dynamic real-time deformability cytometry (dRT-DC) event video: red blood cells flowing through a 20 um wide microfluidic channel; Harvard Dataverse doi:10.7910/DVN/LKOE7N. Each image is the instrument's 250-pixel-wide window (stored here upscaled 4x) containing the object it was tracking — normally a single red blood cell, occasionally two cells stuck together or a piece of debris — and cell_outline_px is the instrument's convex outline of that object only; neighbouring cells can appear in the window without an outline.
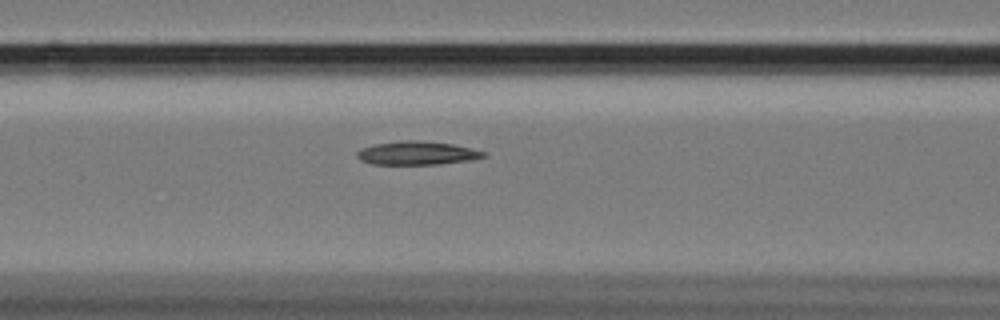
{"species": "Egyptian fruit bat (a non-hibernating species)", "species_latin": "Rousettus aegyptiacus", "temperature_condition": "cold", "stored_images_in_passage": 43, "camera_frame_rate_fps": 3000, "um_per_image_px": 0.085, "animal": {"sex": "female"}, "frame": {"image": 1, "passage_image": 9, "time_ms": 2.667, "image_size_px": [1000, 320], "cell_outline_px": [[488, 156], [472, 160], [440, 164], [372, 164], [360, 160], [356, 156], [356, 152], [360, 148], [376, 144], [400, 140], [424, 140], [452, 144], [472, 148], [488, 152]], "centroid_in_image_um": [35.49, 13.0], "position_along_channel_um": 131.1, "area_um2": 17.63}}
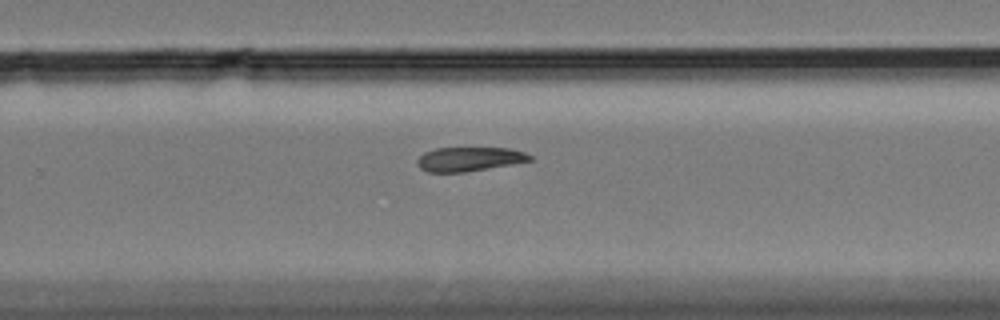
{"frame": {"image": 2, "passage_image": 23, "time_ms": 7.333, "image_size_px": [1000, 320], "cell_outline_px": [[532, 160], [512, 164], [464, 172], [428, 172], [420, 168], [416, 160], [424, 152], [436, 148], [512, 148], [524, 152], [532, 156]], "centroid_in_image_um": [39.88, 13.52], "position_along_channel_um": 289.9, "area_um2": 15.78}}
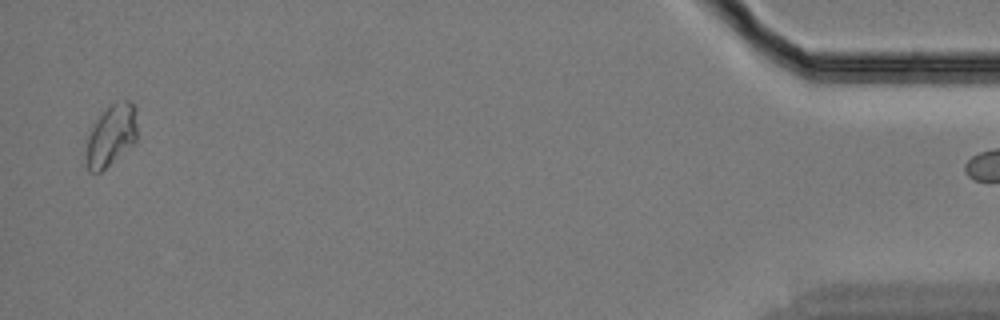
{"frame": {"image": 3, "passage_image": 42, "time_ms": 13.667, "image_size_px": [1000, 320], "cell_outline_px": [[136, 140], [132, 144], [100, 172], [88, 172], [88, 136], [92, 124], [116, 100], [128, 100], [136, 104]], "centroid_in_image_um": [9.48, 11.44], "position_along_channel_um": 425.7, "area_um2": 17.8}}